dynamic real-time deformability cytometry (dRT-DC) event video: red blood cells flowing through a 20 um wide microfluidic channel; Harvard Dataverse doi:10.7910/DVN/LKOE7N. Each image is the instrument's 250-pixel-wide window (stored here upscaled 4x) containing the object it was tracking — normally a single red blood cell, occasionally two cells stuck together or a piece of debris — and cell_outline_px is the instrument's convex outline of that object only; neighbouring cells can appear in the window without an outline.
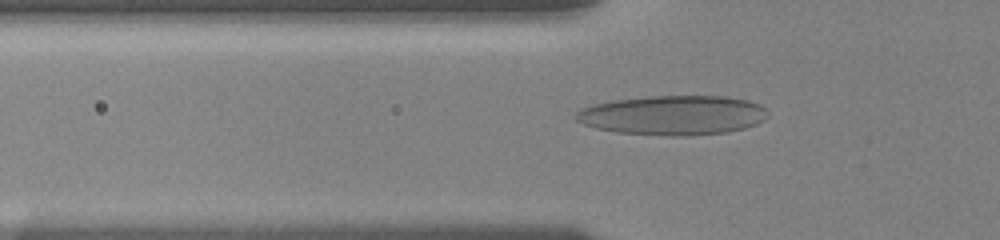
{"species": "human", "species_latin": "Homo sapiens", "temperature_condition": "room temperature", "stored_images_in_passage": 69, "camera_frame_rate_fps": 3000, "um_per_image_px": 0.085, "donor": {"sex": "female"}, "frame": {"image": 1, "passage_image": 8, "time_ms": 2.0, "image_size_px": [1000, 240], "cell_outline_px": [[768, 116], [764, 120], [756, 124], [744, 128], [728, 132], [684, 136], [672, 136], [616, 132], [596, 128], [584, 124], [576, 120], [576, 112], [584, 108], [596, 104], [612, 100], [652, 96], [724, 96], [748, 100], [760, 104], [764, 108]], "centroid_in_image_um": [57.23, 9.79], "position_along_channel_um": 68.6, "area_um2": 44.04}}
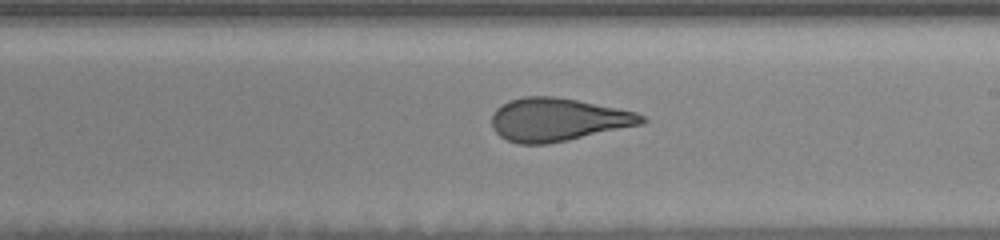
{"frame": {"image": 2, "passage_image": 31, "time_ms": 6.667, "image_size_px": [1000, 240], "cell_outline_px": [[648, 120], [644, 124], [568, 140], [548, 144], [520, 144], [508, 140], [500, 136], [492, 128], [492, 116], [496, 108], [508, 100], [524, 96], [552, 96], [576, 100], [636, 112], [644, 116]], "centroid_in_image_um": [47.41, 10.17], "position_along_channel_um": 241.6, "area_um2": 37.63}}
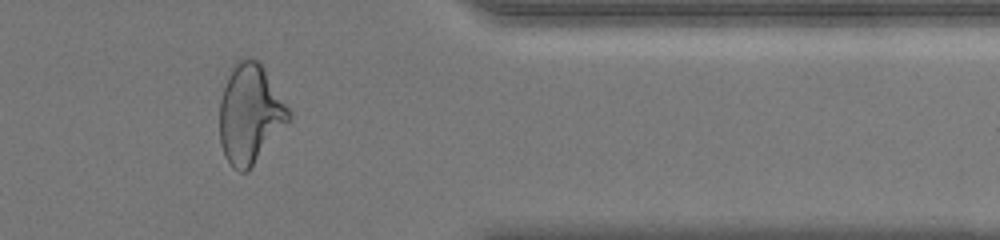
{"frame": {"image": 3, "passage_image": 56, "time_ms": 11.0, "image_size_px": [1000, 240], "cell_outline_px": [[292, 120], [248, 172], [240, 172], [232, 168], [224, 156], [220, 144], [220, 100], [228, 68], [236, 60], [248, 56], [260, 60], [292, 112]], "centroid_in_image_um": [21.27, 9.65], "position_along_channel_um": 390.1, "area_um2": 41.38}, "authors_computed_cell_mechanics": {"area_um2": 38.4948, "velocity_mm_per_s": 3.7181, "shape_relaxation_time_tau1_ms": 6.9765, "shape_relaxation_time_tau2_ms": 1.3729, "deformation_change_tau1": 0.2163, "deformation_change_tau2": 0.1007}}